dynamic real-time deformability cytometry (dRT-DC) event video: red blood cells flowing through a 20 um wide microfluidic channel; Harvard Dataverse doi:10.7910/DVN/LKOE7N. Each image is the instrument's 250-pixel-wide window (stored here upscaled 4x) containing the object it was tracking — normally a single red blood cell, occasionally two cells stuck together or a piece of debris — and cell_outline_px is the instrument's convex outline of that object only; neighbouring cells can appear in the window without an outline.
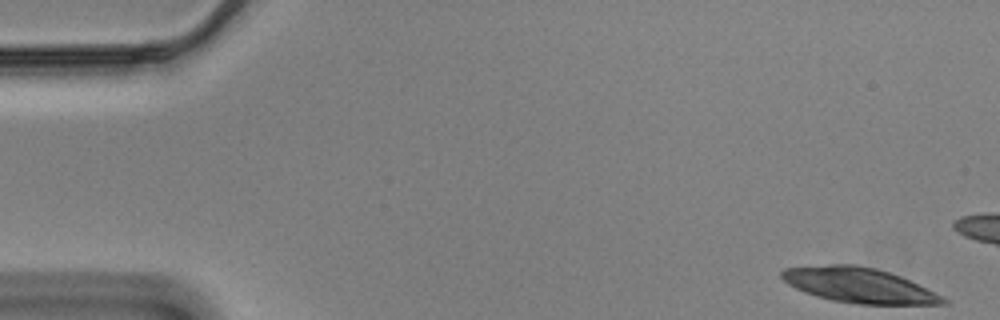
{"species": "Egyptian fruit bat (a non-hibernating species)", "species_latin": "Rousettus aegyptiacus", "temperature_condition": "cold", "stored_images_in_passage": 15, "camera_frame_rate_fps": 3000, "um_per_image_px": 0.085, "animal": {"sex": "male"}, "frame": {"image": 1, "passage_image": 1, "time_ms": 0.0, "image_size_px": [1000, 320], "cell_outline_px": [[948, 304], [856, 304], [832, 300], [816, 296], [804, 292], [788, 284], [780, 276], [780, 272], [784, 268], [832, 264], [856, 264], [876, 268], [900, 276], [948, 300]], "centroid_in_image_um": [72.94, 24.24], "position_along_channel_um": 12.1, "area_um2": 32.54}}